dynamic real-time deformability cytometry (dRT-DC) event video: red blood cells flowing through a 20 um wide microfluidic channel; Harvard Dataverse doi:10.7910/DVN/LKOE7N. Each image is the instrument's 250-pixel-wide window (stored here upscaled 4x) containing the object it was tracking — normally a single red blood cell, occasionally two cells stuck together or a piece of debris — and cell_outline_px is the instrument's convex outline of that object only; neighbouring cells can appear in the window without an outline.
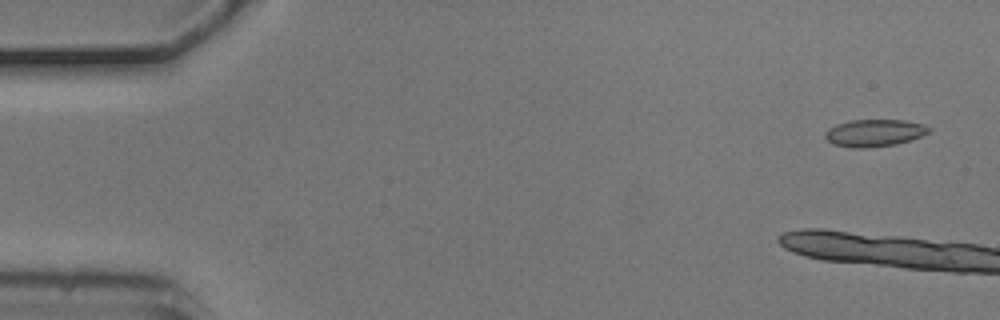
{"species": "common noctule bat (a hibernating species)", "species_latin": "Nyctalus noctula", "temperature_condition": "cold", "stored_images_in_passage": 3, "camera_frame_rate_fps": 3000, "um_per_image_px": 0.085, "animal": {"sex": "male", "body_mass_g": 20.5, "forearm_length_mm": 52.5}, "frame": {"image": 1, "passage_image": 1, "time_ms": 0.0, "image_size_px": [1000, 320], "cell_outline_px": [[932, 128], [928, 132], [920, 136], [896, 144], [868, 148], [852, 148], [832, 144], [824, 136], [824, 132], [828, 128], [836, 124], [848, 120], [904, 120], [924, 124]], "centroid_in_image_um": [74.28, 11.29], "position_along_channel_um": 10.7, "area_um2": 16.53}}